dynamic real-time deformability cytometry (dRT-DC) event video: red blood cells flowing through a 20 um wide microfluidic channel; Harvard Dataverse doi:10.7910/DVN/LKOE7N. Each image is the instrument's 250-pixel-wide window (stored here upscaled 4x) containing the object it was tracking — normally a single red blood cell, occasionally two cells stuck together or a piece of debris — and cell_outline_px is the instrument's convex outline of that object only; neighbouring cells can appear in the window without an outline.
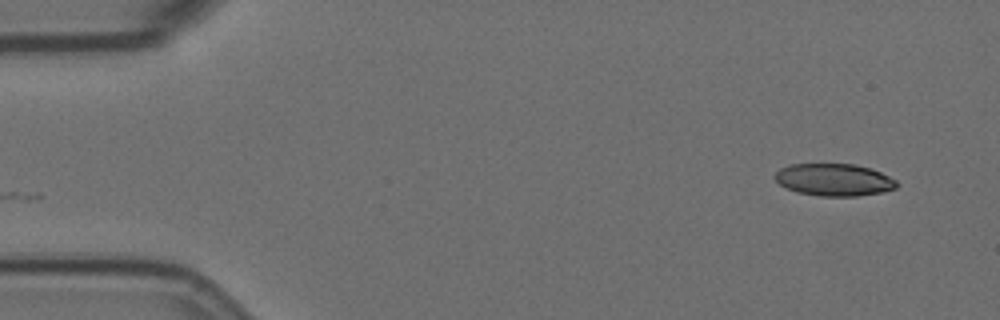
{"species": "Egyptian fruit bat (a non-hibernating species)", "species_latin": "Rousettus aegyptiacus", "temperature_condition": "room temperature", "stored_images_in_passage": 54, "camera_frame_rate_fps": 3000, "um_per_image_px": 0.085, "animal": {"sex": "female"}, "frame": {"image": 1, "passage_image": 1, "time_ms": 0.0, "image_size_px": [1000, 320], "cell_outline_px": [[900, 184], [896, 188], [880, 192], [856, 196], [820, 196], [796, 192], [780, 184], [772, 176], [780, 168], [788, 164], [852, 164], [868, 168], [880, 172], [896, 180]], "centroid_in_image_um": [70.87, 15.28], "position_along_channel_um": 14.1, "area_um2": 22.83}}
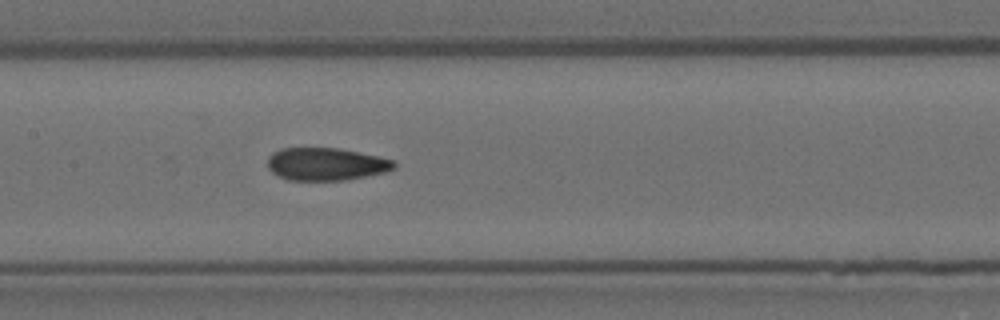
{"frame": {"image": 2, "passage_image": 24, "time_ms": 7.667, "image_size_px": [1000, 320], "cell_outline_px": [[396, 168], [384, 172], [344, 180], [288, 180], [272, 172], [268, 168], [268, 156], [272, 152], [280, 148], [336, 148], [376, 156], [392, 160], [396, 164]], "centroid_in_image_um": [27.66, 13.94], "position_along_channel_um": 179.7, "area_um2": 23.81}}
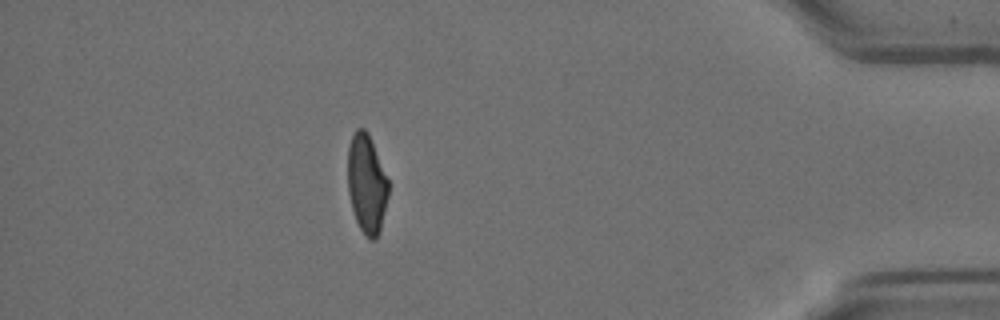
{"frame": {"image": 3, "passage_image": 47, "time_ms": 15.333, "image_size_px": [1000, 320], "cell_outline_px": [[388, 196], [380, 232], [376, 240], [368, 240], [360, 228], [356, 220], [352, 208], [348, 192], [348, 144], [352, 132], [356, 128], [364, 128], [368, 132], [388, 180]], "centroid_in_image_um": [31.16, 15.62], "position_along_channel_um": 404.0, "area_um2": 23.58}, "authors_computed_cell_mechanics": {"area_um2": 24.5072, "velocity_mm_per_s": 3.5667, "shape_relaxation_time_tau1_ms": null, "shape_relaxation_time_tau2_ms": 2.4625, "deformation_change_tau1": null, "deformation_change_tau2": 0.1008}}